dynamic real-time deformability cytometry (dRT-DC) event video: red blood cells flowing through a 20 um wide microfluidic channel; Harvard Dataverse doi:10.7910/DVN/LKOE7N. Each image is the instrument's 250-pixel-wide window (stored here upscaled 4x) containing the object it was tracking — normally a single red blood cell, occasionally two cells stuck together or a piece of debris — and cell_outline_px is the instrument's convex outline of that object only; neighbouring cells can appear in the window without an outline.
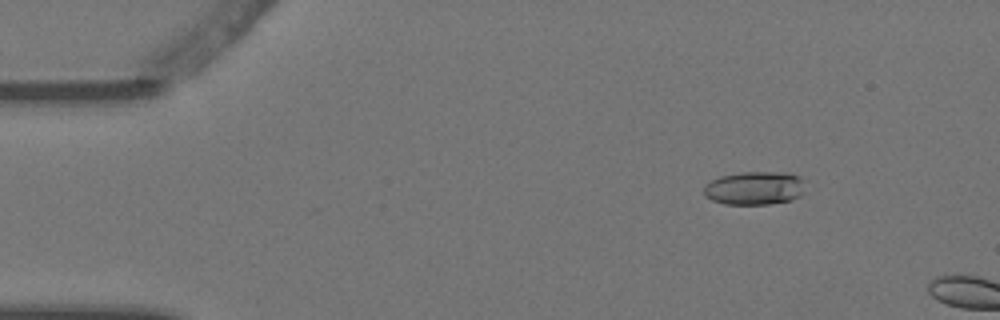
{"species": "Egyptian fruit bat (a non-hibernating species)", "species_latin": "Rousettus aegyptiacus", "temperature_condition": "warm", "stored_images_in_passage": 3, "camera_frame_rate_fps": 3000, "um_per_image_px": 0.085, "animal": {"sex": "female"}, "frame": {"image": 1, "passage_image": 2, "time_ms": 0.333, "image_size_px": [1000, 320], "cell_outline_px": [[804, 192], [800, 196], [792, 200], [768, 204], [724, 204], [712, 200], [704, 196], [704, 184], [720, 176], [740, 172], [788, 172], [800, 176]], "centroid_in_image_um": [64.12, 15.98], "position_along_channel_um": 20.9, "area_um2": 19.88}}